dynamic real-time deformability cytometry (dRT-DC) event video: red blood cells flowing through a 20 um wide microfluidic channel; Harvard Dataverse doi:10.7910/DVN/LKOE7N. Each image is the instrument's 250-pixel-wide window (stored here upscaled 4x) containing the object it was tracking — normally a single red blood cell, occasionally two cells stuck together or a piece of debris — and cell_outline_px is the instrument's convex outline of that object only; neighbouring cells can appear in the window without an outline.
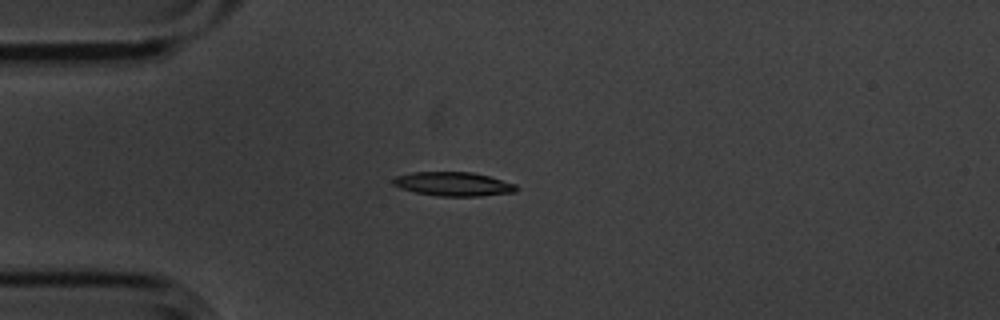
{"species": "common noctule bat (a hibernating species)", "species_latin": "Nyctalus noctula", "temperature_condition": "cold", "stored_images_in_passage": 4, "camera_frame_rate_fps": 3000, "um_per_image_px": 0.085, "animal": {"sex": "male", "body_mass_g": 20.1, "forearm_length_mm": 53.5}, "frame": {"image": 1, "passage_image": 4, "time_ms": 1.0, "image_size_px": [1000, 320], "cell_outline_px": [[520, 188], [516, 192], [480, 196], [440, 196], [416, 192], [400, 188], [392, 184], [392, 180], [396, 176], [412, 172], [472, 172], [488, 176], [516, 184]], "centroid_in_image_um": [38.55, 15.64], "position_along_channel_um": 46.4, "area_um2": 17.22}}